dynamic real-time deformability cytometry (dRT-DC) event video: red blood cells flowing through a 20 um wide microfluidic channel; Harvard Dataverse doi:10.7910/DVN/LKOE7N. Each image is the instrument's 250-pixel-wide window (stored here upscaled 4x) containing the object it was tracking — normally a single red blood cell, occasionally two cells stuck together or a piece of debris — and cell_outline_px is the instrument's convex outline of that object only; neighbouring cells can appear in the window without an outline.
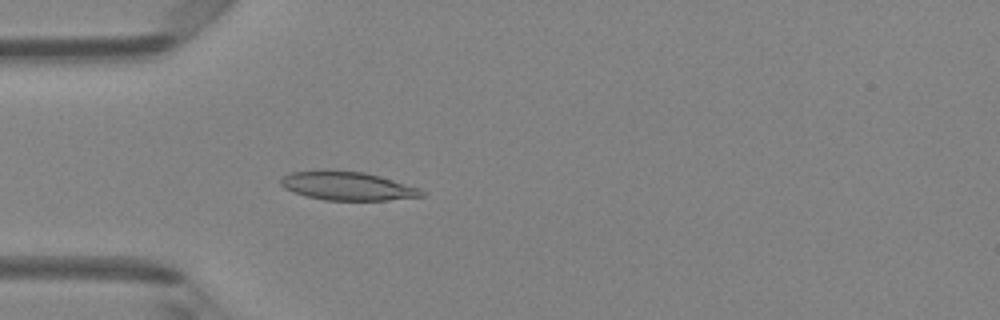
{"species": "Egyptian fruit bat (a non-hibernating species)", "species_latin": "Rousettus aegyptiacus", "temperature_condition": "room temperature", "stored_images_in_passage": 3, "camera_frame_rate_fps": 3000, "um_per_image_px": 0.085, "animal": {"sex": "female"}, "frame": {"image": 1, "passage_image": 3, "time_ms": 0.667, "image_size_px": [1000, 320], "cell_outline_px": [[428, 192], [424, 196], [388, 200], [324, 200], [292, 192], [284, 188], [280, 184], [280, 180], [284, 176], [292, 172], [320, 168], [364, 172], [380, 176], [420, 188]], "centroid_in_image_um": [29.52, 15.78], "position_along_channel_um": 55.5, "area_um2": 23.93}}